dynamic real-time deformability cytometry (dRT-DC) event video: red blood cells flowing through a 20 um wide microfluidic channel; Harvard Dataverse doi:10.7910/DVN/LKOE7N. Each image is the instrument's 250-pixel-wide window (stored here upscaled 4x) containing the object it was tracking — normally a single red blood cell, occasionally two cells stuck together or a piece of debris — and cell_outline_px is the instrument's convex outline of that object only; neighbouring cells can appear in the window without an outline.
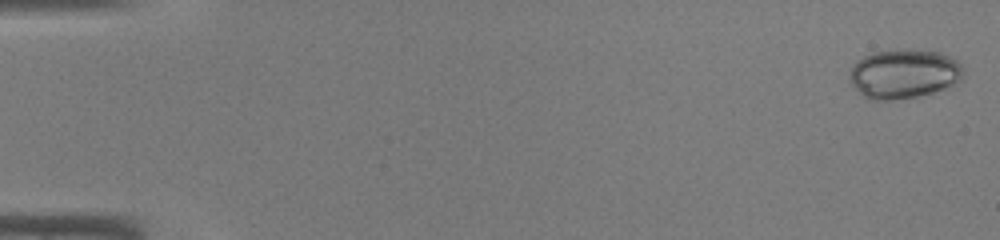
{"species": "common noctule bat (a hibernating species)", "species_latin": "Nyctalus noctula", "temperature_condition": "warm", "stored_images_in_passage": 45, "camera_frame_rate_fps": 3000, "um_per_image_px": 0.085, "animal": {"sex": "male", "body_mass_g": 19.0, "forearm_length_mm": 50.8}, "frame": {"image": 1, "passage_image": 1, "time_ms": 0.0, "image_size_px": [1000, 240], "cell_outline_px": [[964, 80], [932, 92], [916, 96], [892, 100], [872, 100], [864, 96], [852, 84], [848, 76], [852, 64], [856, 60], [872, 52], [896, 48], [908, 48], [940, 52], [956, 60], [964, 68]], "centroid_in_image_um": [76.82, 6.24], "position_along_channel_um": 8.2, "area_um2": 33.12}}
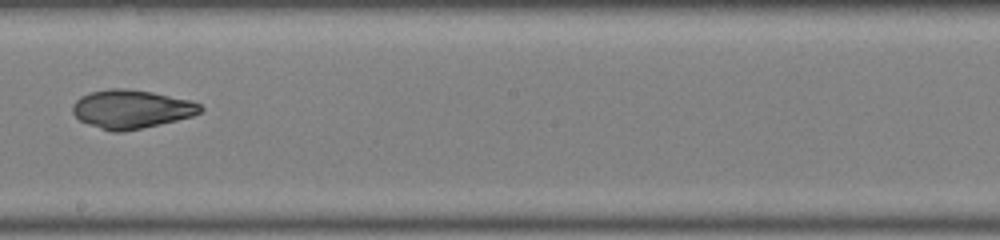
{"frame": {"image": 2, "passage_image": 27, "time_ms": 8.667, "image_size_px": [1000, 240], "cell_outline_px": [[204, 108], [200, 112], [192, 116], [176, 120], [124, 132], [112, 132], [88, 124], [80, 120], [72, 112], [72, 104], [80, 96], [92, 92], [108, 88], [124, 88], [152, 92], [192, 100], [200, 104]], "centroid_in_image_um": [11.16, 9.27], "position_along_channel_um": 237.0, "area_um2": 28.73}}
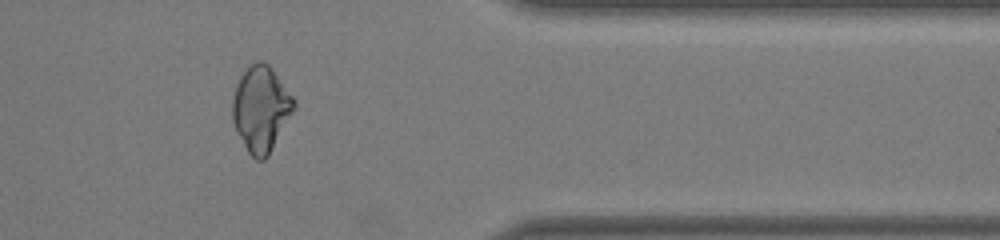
{"frame": {"image": 3, "passage_image": 38, "time_ms": 12.333, "image_size_px": [1000, 240], "cell_outline_px": [[296, 108], [268, 156], [264, 160], [256, 160], [248, 152], [236, 132], [232, 120], [232, 100], [236, 84], [240, 76], [256, 60], [264, 60], [268, 64], [296, 100]], "centroid_in_image_um": [22.18, 9.26], "position_along_channel_um": 389.2, "area_um2": 30.81}}